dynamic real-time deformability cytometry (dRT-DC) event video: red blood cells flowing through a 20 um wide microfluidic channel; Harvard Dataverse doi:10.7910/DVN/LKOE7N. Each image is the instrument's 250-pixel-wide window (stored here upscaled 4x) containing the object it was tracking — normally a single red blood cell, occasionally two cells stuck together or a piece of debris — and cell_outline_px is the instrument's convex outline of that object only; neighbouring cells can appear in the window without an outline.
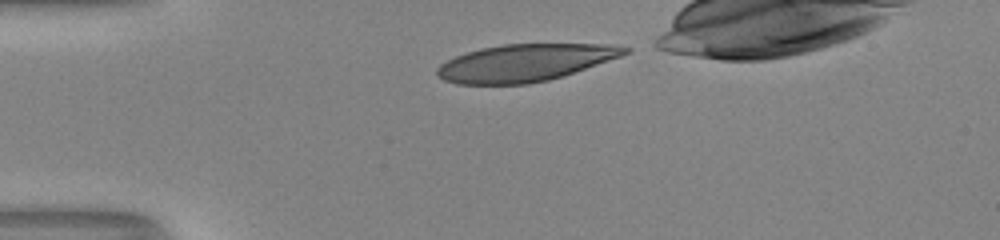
{"species": "human", "species_latin": "Homo sapiens", "temperature_condition": "room temperature", "stored_images_in_passage": 31, "camera_frame_rate_fps": 3000, "um_per_image_px": 0.085, "donor": {"sex": "male"}, "frame": {"image": 1, "passage_image": 1, "time_ms": 0.0, "image_size_px": [1000, 240], "cell_outline_px": [[632, 52], [548, 80], [528, 84], [456, 84], [444, 80], [436, 76], [436, 68], [440, 64], [456, 56], [480, 48], [504, 44], [616, 44], [632, 48]], "centroid_in_image_um": [44.6, 5.33], "position_along_channel_um": 40.4, "area_um2": 40.46}}
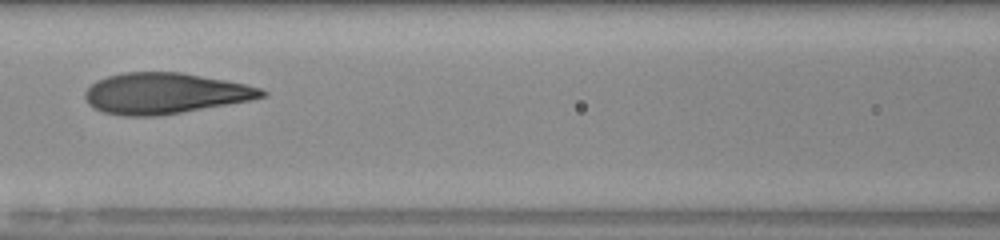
{"frame": {"image": 2, "passage_image": 12, "time_ms": 3.667, "image_size_px": [1000, 240], "cell_outline_px": [[268, 96], [252, 100], [156, 116], [124, 116], [104, 112], [92, 108], [88, 104], [84, 96], [84, 92], [96, 80], [108, 76], [124, 72], [180, 72], [224, 80], [244, 84], [260, 88], [268, 92]], "centroid_in_image_um": [13.99, 7.93], "position_along_channel_um": 152.6, "area_um2": 41.96}}
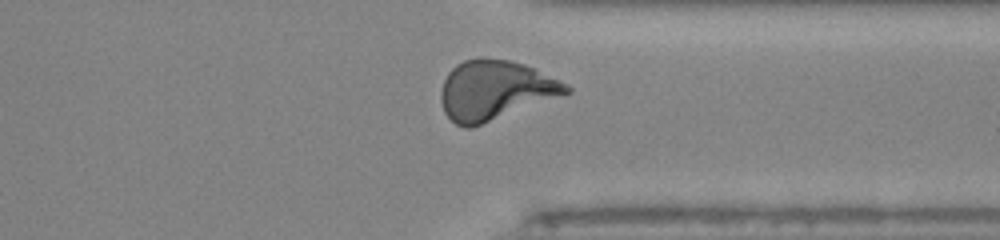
{"frame": {"image": 3, "passage_image": 28, "time_ms": 9.0, "image_size_px": [1000, 240], "cell_outline_px": [[572, 92], [472, 128], [464, 128], [456, 124], [444, 112], [440, 100], [440, 92], [444, 80], [448, 72], [456, 64], [464, 60], [512, 60], [524, 64], [560, 80], [568, 84], [572, 88]], "centroid_in_image_um": [42.08, 7.7], "position_along_channel_um": 369.3, "area_um2": 43.12}, "authors_computed_cell_mechanics": {"area_um2": 41.6738, "velocity_mm_per_s": 4.0715, "shape_relaxation_time_tau1_ms": 4.1617, "shape_relaxation_time_tau2_ms": 0.6936, "deformation_change_tau1": 0.2092, "deformation_change_tau2": 0.0667}}